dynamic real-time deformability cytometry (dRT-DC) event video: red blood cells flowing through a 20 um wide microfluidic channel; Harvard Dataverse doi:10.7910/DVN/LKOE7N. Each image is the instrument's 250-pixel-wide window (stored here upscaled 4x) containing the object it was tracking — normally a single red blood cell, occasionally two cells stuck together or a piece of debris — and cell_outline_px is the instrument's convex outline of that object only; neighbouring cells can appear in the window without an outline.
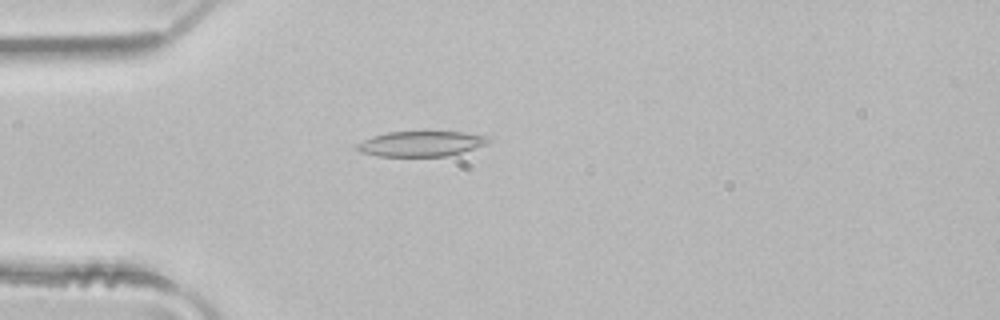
{"species": "common noctule bat (a hibernating species)", "species_latin": "Nyctalus noctula", "temperature_condition": "room temperature", "stored_images_in_passage": 1, "camera_frame_rate_fps": 3000, "um_per_image_px": 0.085, "animal": {"sex": "male", "body_mass_g": 21.5, "forearm_length_mm": 52.0}, "frame": {"image": 1, "passage_image": 1, "time_ms": 0.0, "image_size_px": [1000, 320], "cell_outline_px": [[492, 140], [488, 144], [460, 152], [444, 156], [380, 156], [360, 152], [356, 148], [356, 144], [372, 136], [388, 132], [424, 128], [464, 132], [488, 136]], "centroid_in_image_um": [35.82, 12.15], "position_along_channel_um": 49.2, "area_um2": 20.29}}